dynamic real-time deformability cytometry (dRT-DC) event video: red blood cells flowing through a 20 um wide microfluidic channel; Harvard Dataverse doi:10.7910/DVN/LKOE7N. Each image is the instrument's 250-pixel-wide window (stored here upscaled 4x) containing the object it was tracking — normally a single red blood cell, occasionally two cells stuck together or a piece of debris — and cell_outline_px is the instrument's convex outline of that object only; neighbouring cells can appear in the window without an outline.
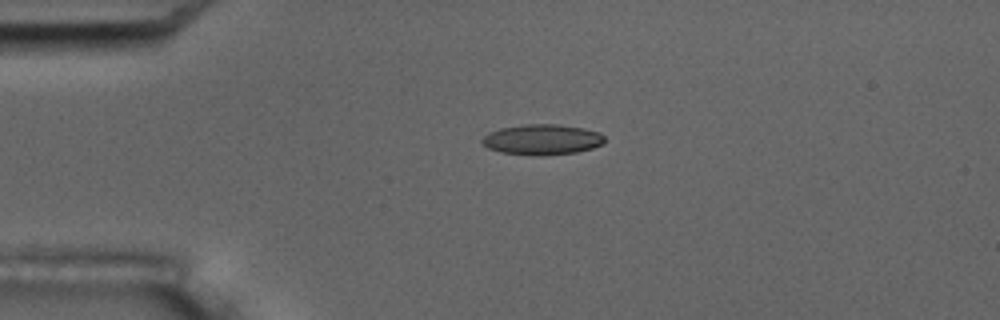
{"species": "common noctule bat (a hibernating species)", "species_latin": "Nyctalus noctula", "temperature_condition": "room temperature", "stored_images_in_passage": 4, "camera_frame_rate_fps": 3000, "um_per_image_px": 0.085, "animal": {"sex": "male", "body_mass_g": 17.5, "forearm_length_mm": 52.3}, "frame": {"image": 1, "passage_image": 3, "time_ms": 3.0, "image_size_px": [1000, 320], "cell_outline_px": [[604, 144], [592, 148], [576, 152], [540, 156], [500, 152], [488, 148], [480, 140], [488, 132], [500, 128], [524, 124], [556, 124], [584, 128], [600, 132], [604, 136]], "centroid_in_image_um": [46.09, 11.86], "position_along_channel_um": 38.9, "area_um2": 21.85}}